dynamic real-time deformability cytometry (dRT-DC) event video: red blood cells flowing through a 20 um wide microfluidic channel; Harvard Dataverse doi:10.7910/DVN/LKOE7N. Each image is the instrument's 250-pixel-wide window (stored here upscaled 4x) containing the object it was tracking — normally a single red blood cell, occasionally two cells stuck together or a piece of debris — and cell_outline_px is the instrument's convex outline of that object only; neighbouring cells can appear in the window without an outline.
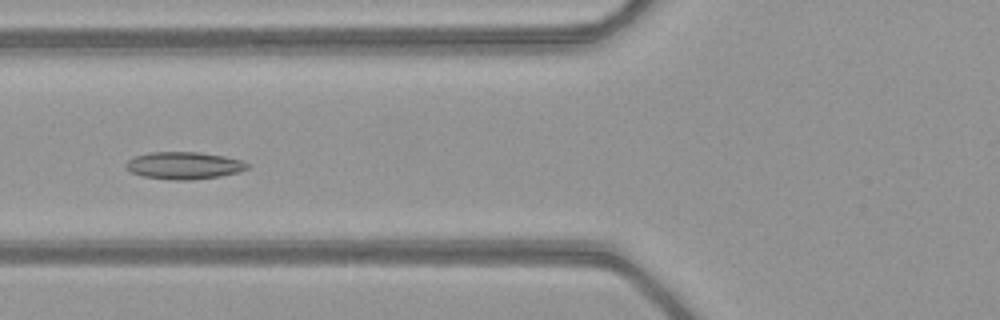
{"species": "common noctule bat (a hibernating species)", "species_latin": "Nyctalus noctula", "temperature_condition": "warm", "stored_images_in_passage": 38, "camera_frame_rate_fps": 3000, "um_per_image_px": 0.085, "animal": {"sex": "female", "body_mass_g": 21.9}, "frame": {"image": 1, "passage_image": 7, "time_ms": 2.0, "image_size_px": [1000, 320], "cell_outline_px": [[248, 168], [240, 172], [220, 176], [192, 180], [172, 180], [144, 176], [132, 172], [124, 164], [132, 156], [148, 152], [200, 152], [224, 156], [240, 160], [248, 164]], "centroid_in_image_um": [15.63, 14.06], "position_along_channel_um": 110.2, "area_um2": 19.31}}
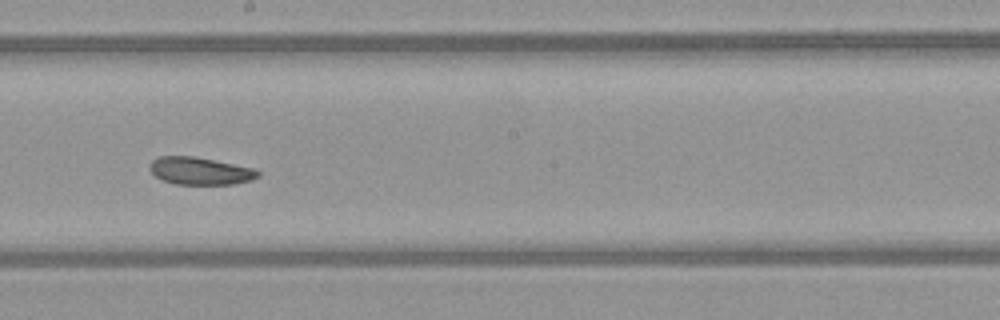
{"frame": {"image": 2, "passage_image": 16, "time_ms": 5.0, "image_size_px": [1000, 320], "cell_outline_px": [[260, 176], [252, 180], [232, 184], [176, 184], [160, 180], [148, 168], [148, 164], [152, 160], [160, 156], [196, 156], [256, 168], [260, 172]], "centroid_in_image_um": [17.02, 14.52], "position_along_channel_um": 231.2, "area_um2": 17.63}}
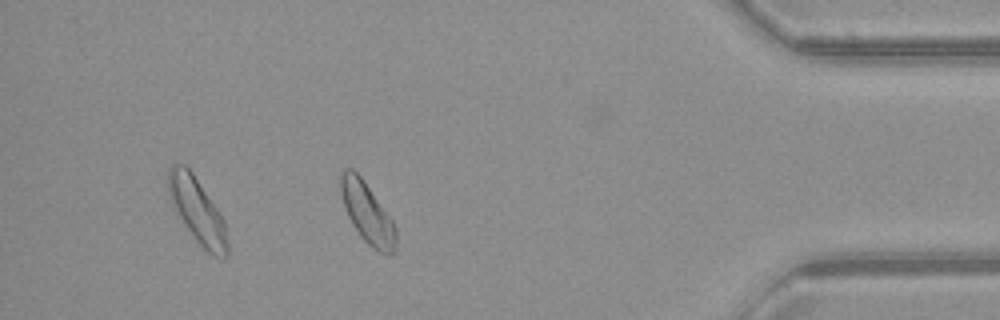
{"frame": {"image": 3, "passage_image": 32, "time_ms": 10.333, "image_size_px": [1000, 320], "cell_outline_px": [[396, 252], [388, 256], [380, 252], [368, 244], [360, 236], [352, 224], [344, 208], [340, 192], [340, 176], [344, 168], [352, 168], [364, 180], [392, 220], [396, 228]], "centroid_in_image_um": [31.21, 18.12], "position_along_channel_um": 404.0, "area_um2": 19.59}, "authors_computed_cell_mechanics": {"area_um2": 18.6116, "velocity_mm_per_s": 4.0251, "shape_relaxation_time_tau1_ms": 4.8052, "shape_relaxation_time_tau2_ms": null, "deformation_change_tau1": 0.1091, "deformation_change_tau2": null}}